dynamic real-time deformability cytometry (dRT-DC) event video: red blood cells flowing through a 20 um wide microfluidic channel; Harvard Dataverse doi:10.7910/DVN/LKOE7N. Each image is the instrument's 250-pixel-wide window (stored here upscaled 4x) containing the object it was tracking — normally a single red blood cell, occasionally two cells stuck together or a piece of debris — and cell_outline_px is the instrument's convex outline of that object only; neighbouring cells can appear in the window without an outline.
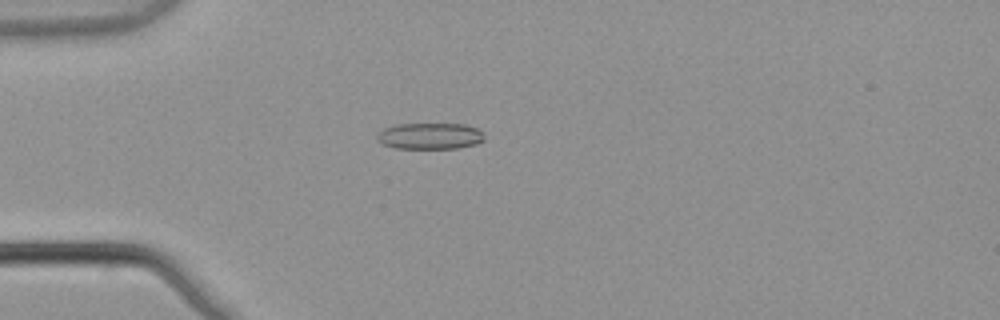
{"species": "common noctule bat (a hibernating species)", "species_latin": "Nyctalus noctula", "temperature_condition": "warm", "stored_images_in_passage": 5, "camera_frame_rate_fps": 3000, "um_per_image_px": 0.085, "animal": {"sex": "male", "body_mass_g": 21.5, "forearm_length_mm": 52.0}, "frame": {"image": 1, "passage_image": 5, "time_ms": 1.333, "image_size_px": [1000, 320], "cell_outline_px": [[484, 140], [476, 144], [456, 148], [396, 148], [384, 144], [376, 140], [376, 136], [384, 128], [396, 124], [464, 124], [476, 128], [484, 132]], "centroid_in_image_um": [36.56, 11.56], "position_along_channel_um": 48.4, "area_um2": 16.42}}